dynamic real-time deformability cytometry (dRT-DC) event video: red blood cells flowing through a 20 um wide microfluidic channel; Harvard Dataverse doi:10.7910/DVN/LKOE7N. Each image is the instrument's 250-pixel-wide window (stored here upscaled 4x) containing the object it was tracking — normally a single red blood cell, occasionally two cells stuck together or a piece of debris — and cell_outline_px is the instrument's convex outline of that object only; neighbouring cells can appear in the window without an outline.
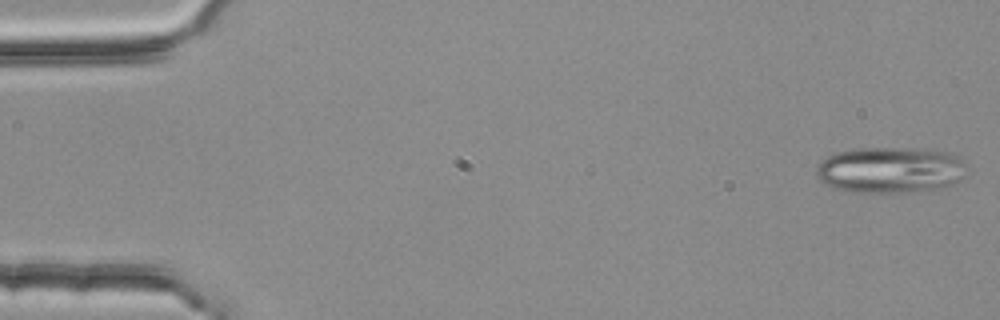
{"species": "common noctule bat (a hibernating species)", "species_latin": "Nyctalus noctula", "temperature_condition": "room temperature", "stored_images_in_passage": 4, "camera_frame_rate_fps": 3000, "um_per_image_px": 0.085, "animal": {"sex": "female", "body_mass_g": 25.1}, "frame": {"image": 1, "passage_image": 1, "time_ms": 0.0, "image_size_px": [1000, 320], "cell_outline_px": [[964, 176], [960, 180], [952, 184], [936, 188], [908, 192], [852, 192], [832, 188], [824, 184], [820, 180], [816, 172], [816, 164], [820, 160], [836, 152], [852, 148], [924, 148], [952, 152], [964, 164]], "centroid_in_image_um": [75.62, 14.43], "position_along_channel_um": 9.4, "area_um2": 40.75}}